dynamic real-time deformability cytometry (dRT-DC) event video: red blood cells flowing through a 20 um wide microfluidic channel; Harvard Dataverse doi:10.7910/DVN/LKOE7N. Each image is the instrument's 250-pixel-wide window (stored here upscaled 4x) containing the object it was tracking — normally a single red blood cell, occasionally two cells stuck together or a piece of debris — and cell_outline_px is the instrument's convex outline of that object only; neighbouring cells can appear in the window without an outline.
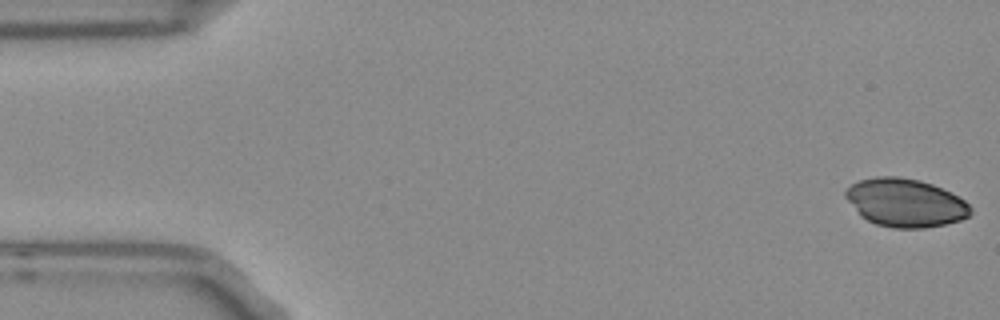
{"species": "Egyptian fruit bat (a non-hibernating species)", "species_latin": "Rousettus aegyptiacus", "temperature_condition": "room temperature", "stored_images_in_passage": 53, "camera_frame_rate_fps": 3000, "um_per_image_px": 0.085, "frame": {"image": 1, "passage_image": 1, "time_ms": 0.0, "image_size_px": [1000, 320], "cell_outline_px": [[972, 212], [968, 216], [960, 220], [944, 224], [924, 228], [892, 228], [876, 224], [860, 216], [844, 196], [844, 192], [852, 184], [860, 180], [876, 176], [900, 176], [920, 180], [932, 184], [964, 200], [972, 208]], "centroid_in_image_um": [76.93, 17.23], "position_along_channel_um": 8.1, "area_um2": 35.03}}